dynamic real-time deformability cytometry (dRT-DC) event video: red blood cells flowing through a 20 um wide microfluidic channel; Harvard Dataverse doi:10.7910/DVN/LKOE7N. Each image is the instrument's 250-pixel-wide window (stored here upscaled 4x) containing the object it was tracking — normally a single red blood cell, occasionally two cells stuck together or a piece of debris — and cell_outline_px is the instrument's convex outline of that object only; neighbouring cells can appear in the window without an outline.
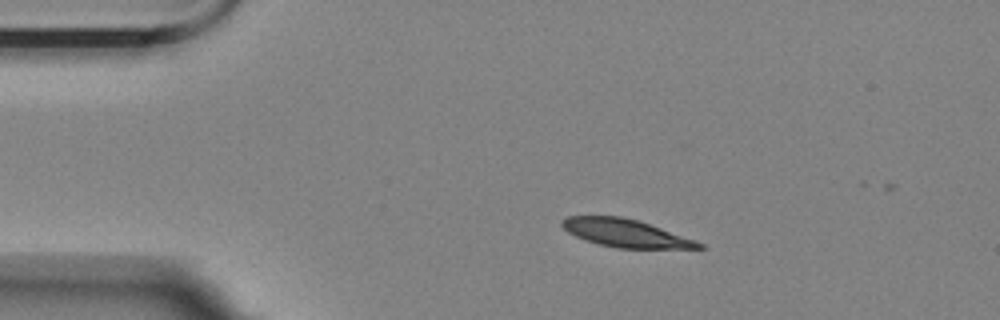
{"species": "Egyptian fruit bat (a non-hibernating species)", "species_latin": "Rousettus aegyptiacus", "temperature_condition": "room temperature", "stored_images_in_passage": 3, "camera_frame_rate_fps": 3000, "um_per_image_px": 0.085, "animal": {"sex": "female"}, "frame": {"image": 1, "passage_image": 1, "time_ms": 0.0, "image_size_px": [1000, 320], "cell_outline_px": [[704, 248], [616, 248], [596, 244], [584, 240], [568, 232], [560, 224], [560, 220], [568, 216], [620, 216], [636, 220], [696, 240], [704, 244]], "centroid_in_image_um": [53.12, 19.82], "position_along_channel_um": 31.9, "area_um2": 22.02}}